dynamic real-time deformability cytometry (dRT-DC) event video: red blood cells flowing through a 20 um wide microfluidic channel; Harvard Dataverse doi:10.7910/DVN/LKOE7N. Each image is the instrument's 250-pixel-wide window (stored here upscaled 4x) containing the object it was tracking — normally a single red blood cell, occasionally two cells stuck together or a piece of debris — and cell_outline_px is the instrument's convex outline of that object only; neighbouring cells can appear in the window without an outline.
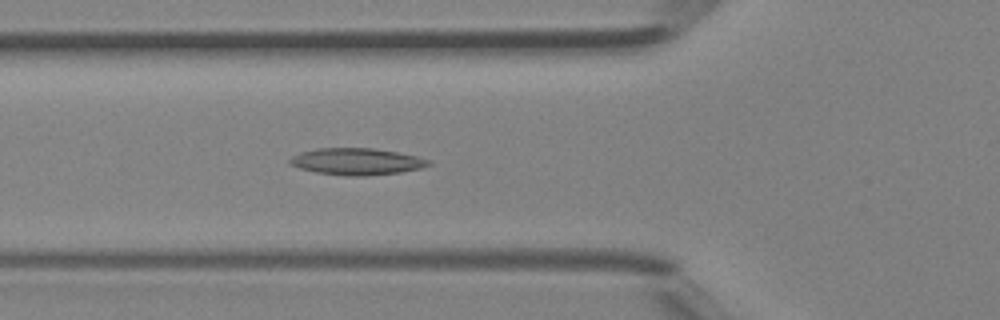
{"species": "Egyptian fruit bat (a non-hibernating species)", "species_latin": "Rousettus aegyptiacus", "temperature_condition": "room temperature", "stored_images_in_passage": 31, "camera_frame_rate_fps": 3000, "um_per_image_px": 0.085, "animal": {"sex": "female"}, "frame": {"image": 1, "passage_image": 6, "time_ms": 1.667, "image_size_px": [1000, 320], "cell_outline_px": [[432, 164], [420, 168], [400, 172], [364, 176], [344, 176], [316, 172], [300, 168], [288, 164], [288, 160], [292, 156], [300, 152], [316, 148], [372, 148], [396, 152], [416, 156], [432, 160]], "centroid_in_image_um": [30.29, 13.73], "position_along_channel_um": 95.5, "area_um2": 21.68}}
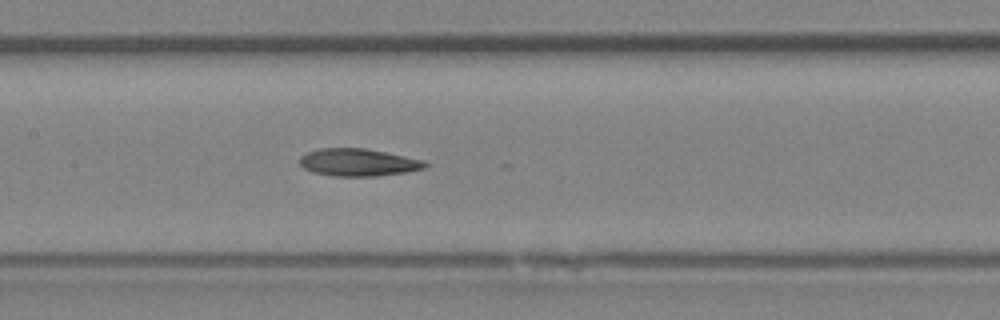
{"frame": {"image": 2, "passage_image": 11, "time_ms": 3.333, "image_size_px": [1000, 320], "cell_outline_px": [[428, 164], [424, 168], [408, 172], [376, 176], [336, 176], [312, 172], [304, 168], [300, 164], [300, 156], [308, 152], [320, 148], [364, 148], [424, 160]], "centroid_in_image_um": [30.44, 13.8], "position_along_channel_um": 177.0, "area_um2": 19.94}}
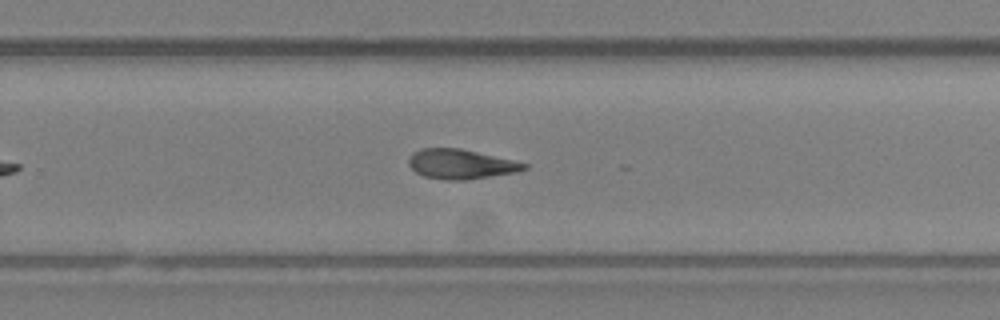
{"frame": {"image": 3, "passage_image": 18, "time_ms": 5.667, "image_size_px": [1000, 320], "cell_outline_px": [[528, 168], [516, 172], [464, 180], [448, 180], [424, 176], [416, 172], [408, 164], [408, 160], [412, 152], [420, 148], [460, 148], [512, 160], [528, 164]], "centroid_in_image_um": [39.13, 13.94], "position_along_channel_um": 290.7, "area_um2": 19.77}}